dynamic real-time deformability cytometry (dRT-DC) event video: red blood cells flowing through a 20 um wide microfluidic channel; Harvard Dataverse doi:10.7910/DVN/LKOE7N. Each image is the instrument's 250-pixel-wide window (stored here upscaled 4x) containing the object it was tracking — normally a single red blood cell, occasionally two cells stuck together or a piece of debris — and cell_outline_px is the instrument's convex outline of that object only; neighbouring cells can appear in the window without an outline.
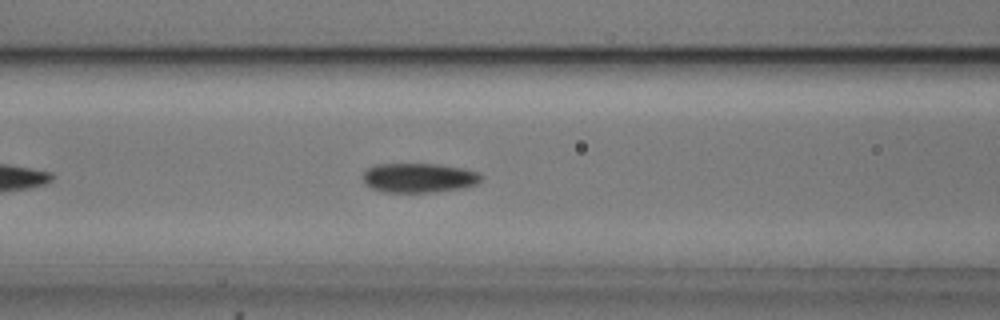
{"species": "common noctule bat (a hibernating species)", "species_latin": "Nyctalus noctula", "temperature_condition": "cold", "stored_images_in_passage": 43, "camera_frame_rate_fps": 3000, "um_per_image_px": 0.085, "animal": {"sex": "male", "body_mass_g": 20.5, "forearm_length_mm": 52.5}, "frame": {"image": 1, "passage_image": 11, "time_ms": 3.333, "image_size_px": [1000, 320], "cell_outline_px": [[484, 176], [476, 184], [464, 188], [436, 192], [384, 192], [372, 188], [364, 180], [364, 172], [368, 168], [376, 164], [440, 164], [464, 168], [476, 172]], "centroid_in_image_um": [35.65, 15.11], "position_along_channel_um": 130.9, "area_um2": 20.29}}
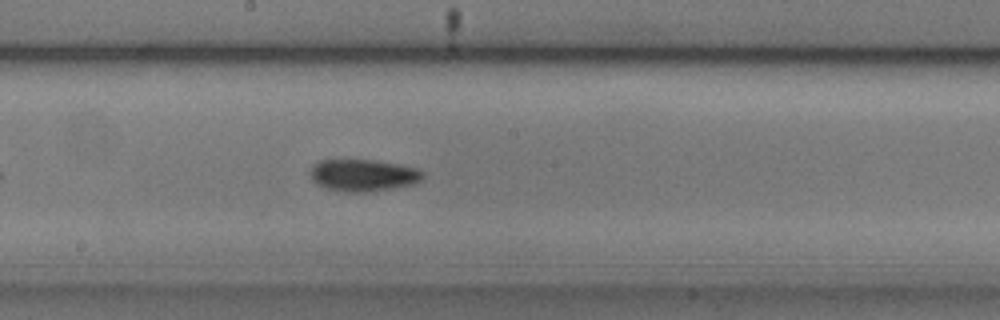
{"frame": {"image": 2, "passage_image": 18, "time_ms": 5.667, "image_size_px": [1000, 320], "cell_outline_px": [[424, 176], [420, 180], [412, 184], [392, 188], [368, 192], [344, 192], [324, 188], [316, 184], [312, 180], [308, 172], [320, 160], [376, 160], [400, 164], [416, 168], [424, 172]], "centroid_in_image_um": [30.85, 14.9], "position_along_channel_um": 217.4, "area_um2": 21.1}}
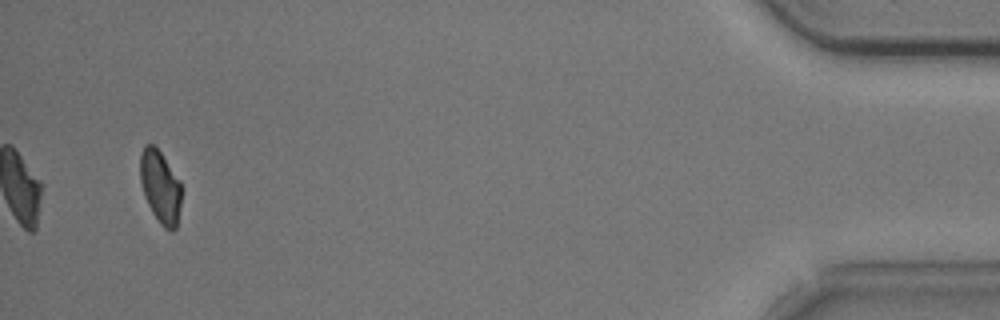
{"frame": {"image": 3, "passage_image": 41, "time_ms": 13.333, "image_size_px": [1000, 320], "cell_outline_px": [[184, 188], [176, 228], [172, 232], [164, 228], [160, 224], [152, 212], [144, 196], [140, 180], [140, 156], [144, 144], [156, 144], [180, 180]], "centroid_in_image_um": [13.66, 15.86], "position_along_channel_um": 421.5, "area_um2": 18.09}, "authors_computed_cell_mechanics": {"area_um2": 19.7098, "velocity_mm_per_s": 3.6962, "shape_relaxation_time_tau1_ms": 4.235, "shape_relaxation_time_tau2_ms": null, "deformation_change_tau1": 0.0919, "deformation_change_tau2": null}}